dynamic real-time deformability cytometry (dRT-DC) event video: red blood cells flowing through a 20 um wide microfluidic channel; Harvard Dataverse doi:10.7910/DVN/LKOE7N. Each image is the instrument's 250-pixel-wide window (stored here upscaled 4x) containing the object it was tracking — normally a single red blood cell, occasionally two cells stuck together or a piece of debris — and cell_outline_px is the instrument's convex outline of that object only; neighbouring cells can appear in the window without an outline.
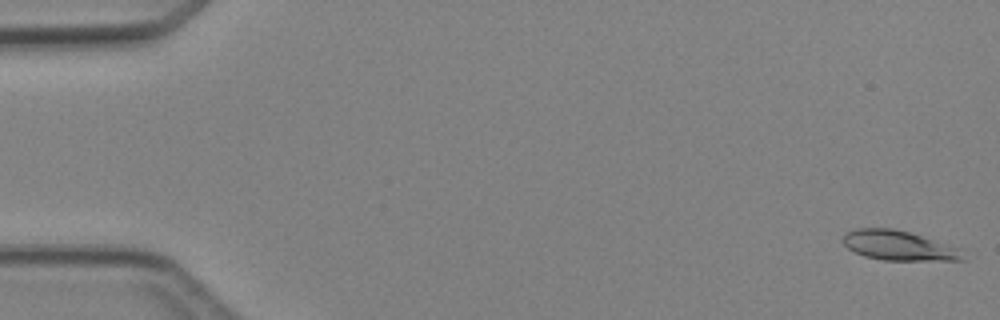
{"species": "Egyptian fruit bat (a non-hibernating species)", "species_latin": "Rousettus aegyptiacus", "temperature_condition": "cold", "stored_images_in_passage": 4, "camera_frame_rate_fps": 3000, "um_per_image_px": 0.085, "animal": {"sex": "female"}, "frame": {"image": 1, "passage_image": 1, "time_ms": 0.0, "image_size_px": [1000, 320], "cell_outline_px": [[964, 260], [884, 260], [864, 256], [848, 248], [844, 244], [844, 232], [856, 228], [892, 228], [908, 232], [960, 248]], "centroid_in_image_um": [76.36, 20.87], "position_along_channel_um": 8.6, "area_um2": 20.46}}
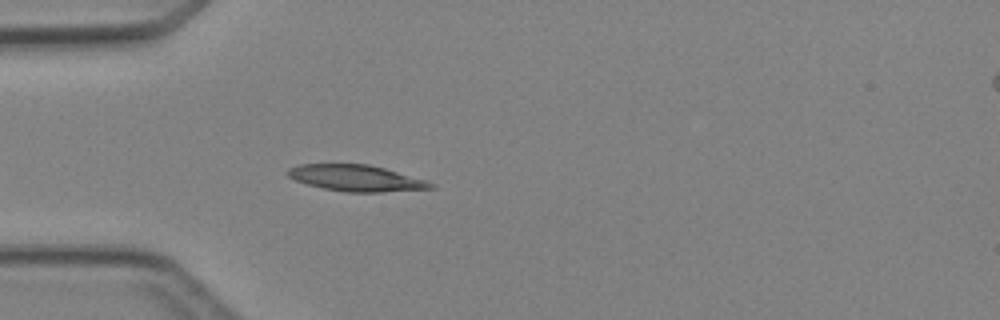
{"frame": {"image": 2, "passage_image": 4, "time_ms": 4.333, "image_size_px": [1000, 320], "cell_outline_px": [[436, 188], [380, 192], [348, 192], [324, 188], [308, 184], [296, 180], [288, 176], [284, 172], [288, 168], [300, 164], [368, 164], [384, 168], [424, 180], [436, 184]], "centroid_in_image_um": [30.25, 15.13], "position_along_channel_um": 54.7, "area_um2": 21.68}}